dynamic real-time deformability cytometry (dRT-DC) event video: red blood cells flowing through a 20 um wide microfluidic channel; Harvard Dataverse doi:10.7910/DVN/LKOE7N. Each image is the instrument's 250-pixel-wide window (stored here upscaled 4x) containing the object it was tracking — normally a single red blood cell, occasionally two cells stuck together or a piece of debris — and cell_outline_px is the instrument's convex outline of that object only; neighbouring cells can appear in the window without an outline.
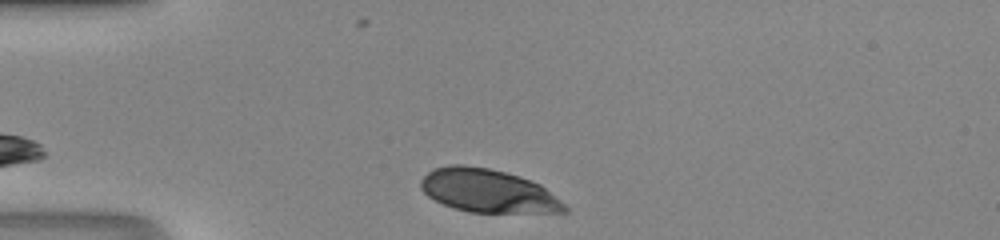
{"species": "human", "species_latin": "Homo sapiens", "temperature_condition": "room temperature", "stored_images_in_passage": 29, "camera_frame_rate_fps": 3000, "um_per_image_px": 0.085, "donor": {"sex": "male"}, "frame": {"image": 1, "passage_image": 2, "time_ms": 0.333, "image_size_px": [1000, 240], "cell_outline_px": [[568, 212], [468, 212], [452, 208], [428, 196], [420, 188], [420, 180], [432, 168], [448, 164], [464, 164], [488, 168], [520, 176], [540, 184], [560, 200], [568, 208]], "centroid_in_image_um": [41.44, 16.21], "position_along_channel_um": 43.6, "area_um2": 36.24}}
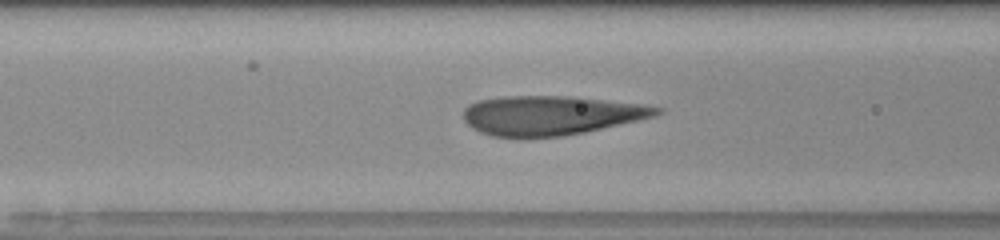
{"frame": {"image": 2, "passage_image": 11, "time_ms": 3.333, "image_size_px": [1000, 240], "cell_outline_px": [[664, 112], [656, 116], [584, 132], [560, 136], [492, 136], [480, 132], [472, 128], [464, 120], [464, 108], [468, 104], [476, 100], [504, 96], [568, 96], [644, 104], [664, 108]], "centroid_in_image_um": [46.83, 9.78], "position_along_channel_um": 119.8, "area_um2": 44.04}}
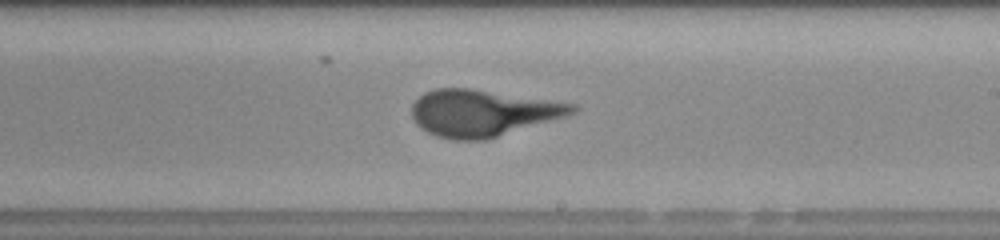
{"frame": {"image": 3, "passage_image": 21, "time_ms": 6.667, "image_size_px": [1000, 240], "cell_outline_px": [[580, 108], [576, 112], [564, 116], [484, 140], [452, 140], [436, 136], [420, 128], [416, 124], [412, 116], [412, 104], [424, 92], [436, 88], [468, 88], [576, 104]], "centroid_in_image_um": [40.97, 9.6], "position_along_channel_um": 248.0, "area_um2": 43.12}}